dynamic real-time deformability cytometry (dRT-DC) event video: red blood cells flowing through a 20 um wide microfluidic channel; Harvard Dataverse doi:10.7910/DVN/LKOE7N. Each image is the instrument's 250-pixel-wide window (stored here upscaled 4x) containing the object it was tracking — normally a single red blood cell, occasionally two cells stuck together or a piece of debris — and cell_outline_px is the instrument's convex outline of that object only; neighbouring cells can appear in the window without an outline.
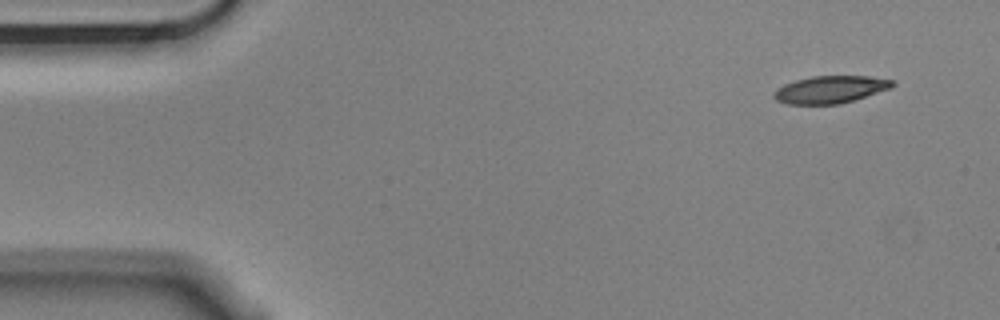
{"species": "Egyptian fruit bat (a non-hibernating species)", "species_latin": "Rousettus aegyptiacus", "temperature_condition": "cold", "stored_images_in_passage": 5, "camera_frame_rate_fps": 3000, "um_per_image_px": 0.085, "animal": {"sex": "male"}, "frame": {"image": 1, "passage_image": 1, "time_ms": 0.0, "image_size_px": [1000, 320], "cell_outline_px": [[896, 84], [892, 88], [840, 104], [788, 104], [776, 100], [772, 96], [776, 88], [784, 84], [796, 80], [812, 76], [868, 76], [892, 80]], "centroid_in_image_um": [70.57, 7.61], "position_along_channel_um": 14.4, "area_um2": 18.9}}
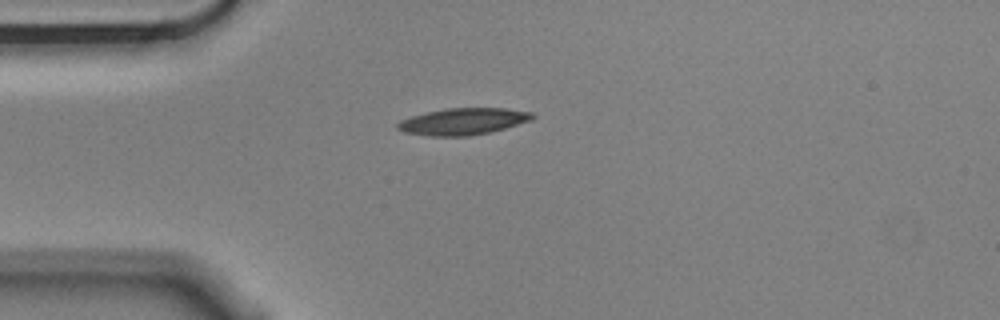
{"frame": {"image": 2, "passage_image": 3, "time_ms": 0.667, "image_size_px": [1000, 320], "cell_outline_px": [[536, 116], [532, 120], [492, 132], [468, 136], [428, 136], [404, 132], [396, 128], [396, 124], [400, 120], [412, 116], [444, 108], [504, 108], [532, 112]], "centroid_in_image_um": [39.37, 10.32], "position_along_channel_um": 45.6, "area_um2": 21.1}}
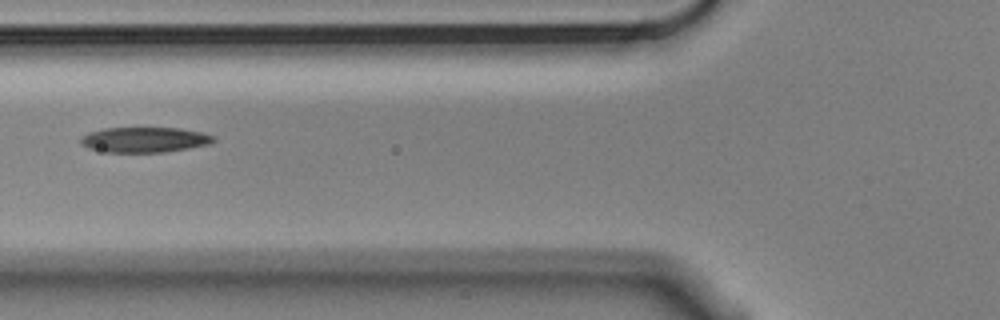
{"frame": {"image": 3, "passage_image": 5, "time_ms": 1.333, "image_size_px": [1000, 320], "cell_outline_px": [[216, 140], [208, 144], [188, 148], [164, 152], [108, 152], [88, 148], [80, 144], [80, 140], [88, 132], [104, 128], [180, 128], [200, 132], [216, 136]], "centroid_in_image_um": [12.29, 11.87], "position_along_channel_um": 113.5, "area_um2": 19.48}}